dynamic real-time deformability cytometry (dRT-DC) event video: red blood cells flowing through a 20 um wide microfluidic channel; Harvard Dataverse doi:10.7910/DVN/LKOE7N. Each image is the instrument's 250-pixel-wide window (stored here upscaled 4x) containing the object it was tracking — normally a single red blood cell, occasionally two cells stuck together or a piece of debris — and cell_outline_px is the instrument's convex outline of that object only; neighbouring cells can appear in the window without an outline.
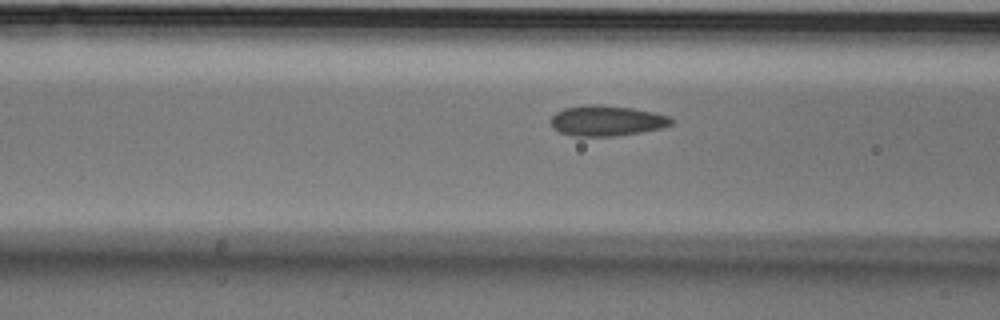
{"species": "Egyptian fruit bat (a non-hibernating species)", "species_latin": "Rousettus aegyptiacus", "temperature_condition": "cold", "stored_images_in_passage": 18, "camera_frame_rate_fps": 3000, "um_per_image_px": 0.085, "animal": {"sex": "male"}, "frame": {"image": 1, "passage_image": 16, "time_ms": 5.0, "image_size_px": [1000, 320], "cell_outline_px": [[672, 124], [660, 128], [640, 132], [616, 136], [572, 136], [560, 132], [552, 128], [548, 120], [556, 112], [564, 108], [600, 104], [632, 108], [652, 112], [668, 116], [672, 120]], "centroid_in_image_um": [51.51, 10.27], "position_along_channel_um": 115.1, "area_um2": 21.27}}